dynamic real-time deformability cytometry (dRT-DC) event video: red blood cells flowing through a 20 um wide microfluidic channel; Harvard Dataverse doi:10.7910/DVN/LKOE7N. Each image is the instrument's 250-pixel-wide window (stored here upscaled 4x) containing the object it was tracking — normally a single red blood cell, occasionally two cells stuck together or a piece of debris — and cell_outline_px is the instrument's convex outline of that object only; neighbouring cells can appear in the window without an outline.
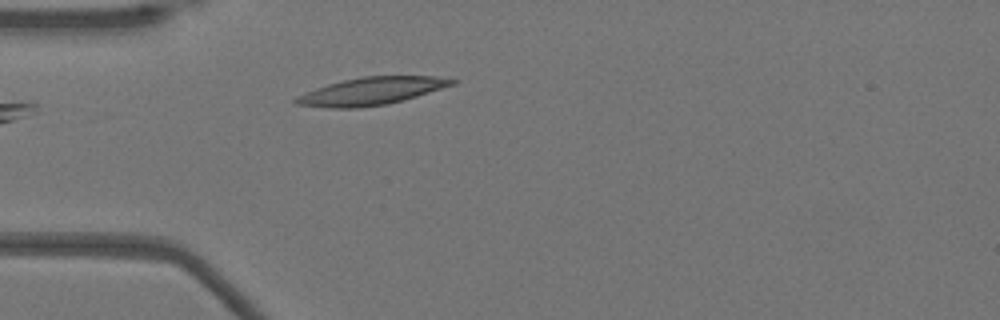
{"species": "Egyptian fruit bat (a non-hibernating species)", "species_latin": "Rousettus aegyptiacus", "temperature_condition": "warm", "stored_images_in_passage": 5, "camera_frame_rate_fps": 3000, "um_per_image_px": 0.085, "animal": {"sex": "female"}, "frame": {"image": 1, "passage_image": 1, "time_ms": 0.0, "image_size_px": [1000, 320], "cell_outline_px": [[460, 80], [456, 84], [416, 96], [388, 104], [356, 108], [332, 108], [296, 104], [292, 100], [296, 96], [304, 92], [328, 84], [344, 80], [364, 76], [436, 76]], "centroid_in_image_um": [31.57, 7.74], "position_along_channel_um": 53.4, "area_um2": 25.03}}